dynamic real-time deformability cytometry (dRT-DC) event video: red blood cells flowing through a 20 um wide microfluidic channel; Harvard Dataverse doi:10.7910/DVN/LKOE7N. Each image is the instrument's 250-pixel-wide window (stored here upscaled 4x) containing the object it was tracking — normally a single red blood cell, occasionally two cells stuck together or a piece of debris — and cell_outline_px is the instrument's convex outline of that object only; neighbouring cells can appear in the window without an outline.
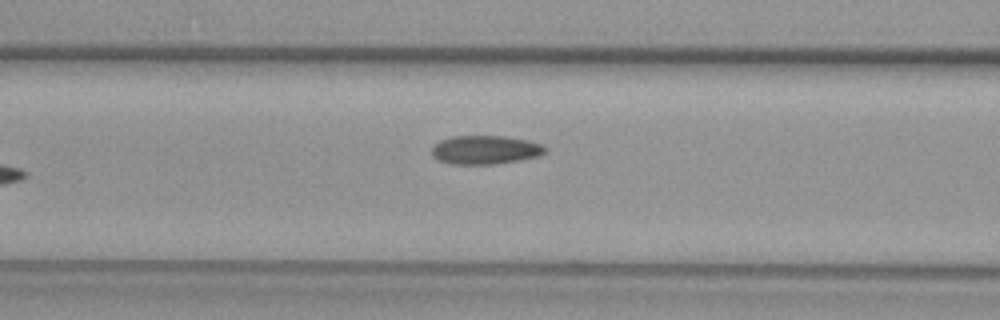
{"species": "common noctule bat (a hibernating species)", "species_latin": "Nyctalus noctula", "temperature_condition": "warm", "stored_images_in_passage": 7, "camera_frame_rate_fps": 3000, "um_per_image_px": 0.085, "animal": {"sex": "female", "body_mass_g": 29.2, "forearm_length_mm": 56.3}, "frame": {"image": 1, "passage_image": 6, "time_ms": 1.667, "image_size_px": [1000, 320], "cell_outline_px": [[544, 152], [536, 156], [516, 160], [492, 164], [452, 164], [440, 160], [432, 156], [432, 148], [440, 140], [452, 136], [504, 136], [528, 140], [540, 144], [544, 148]], "centroid_in_image_um": [41.19, 12.72], "position_along_channel_um": 125.4, "area_um2": 18.55}}